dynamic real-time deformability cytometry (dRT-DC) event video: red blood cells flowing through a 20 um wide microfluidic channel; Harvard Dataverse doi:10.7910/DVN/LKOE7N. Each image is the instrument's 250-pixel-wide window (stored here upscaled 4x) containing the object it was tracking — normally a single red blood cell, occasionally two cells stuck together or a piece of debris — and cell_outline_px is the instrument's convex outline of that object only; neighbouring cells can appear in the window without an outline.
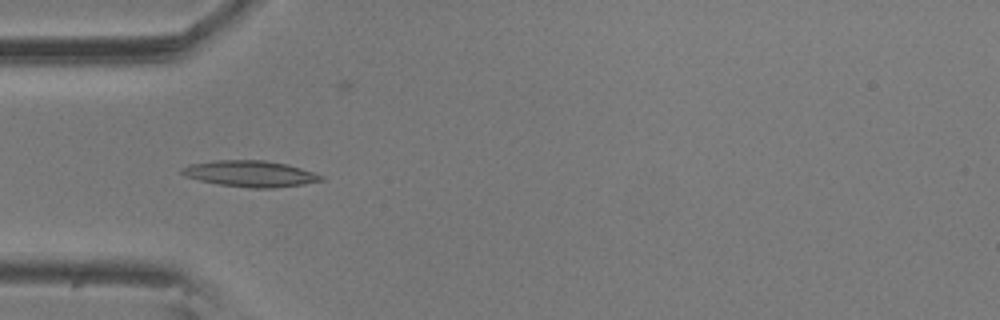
{"species": "common noctule bat (a hibernating species)", "species_latin": "Nyctalus noctula", "temperature_condition": "room temperature", "stored_images_in_passage": 8, "camera_frame_rate_fps": 3000, "um_per_image_px": 0.085, "animal": {"sex": "male", "body_mass_g": 20.5, "forearm_length_mm": 52.5}, "frame": {"image": 1, "passage_image": 2, "time_ms": 0.333, "image_size_px": [1000, 320], "cell_outline_px": [[324, 180], [304, 184], [276, 188], [248, 188], [220, 184], [200, 180], [184, 176], [180, 172], [180, 168], [188, 164], [216, 160], [264, 160], [288, 164], [324, 176]], "centroid_in_image_um": [21.26, 14.76], "position_along_channel_um": 63.7, "area_um2": 21.33}}
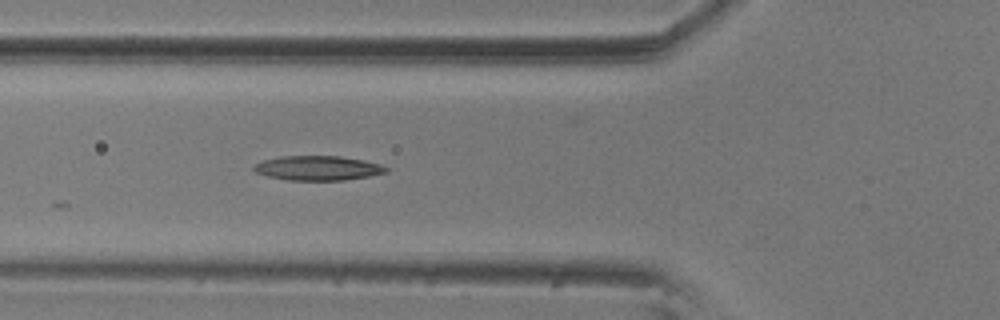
{"frame": {"image": 2, "passage_image": 5, "time_ms": 1.333, "image_size_px": [1000, 320], "cell_outline_px": [[388, 172], [368, 176], [344, 180], [288, 180], [268, 176], [256, 172], [252, 168], [252, 164], [264, 160], [280, 156], [340, 156], [364, 160], [380, 164], [388, 168]], "centroid_in_image_um": [27.0, 14.28], "position_along_channel_um": 98.8, "area_um2": 18.9}}
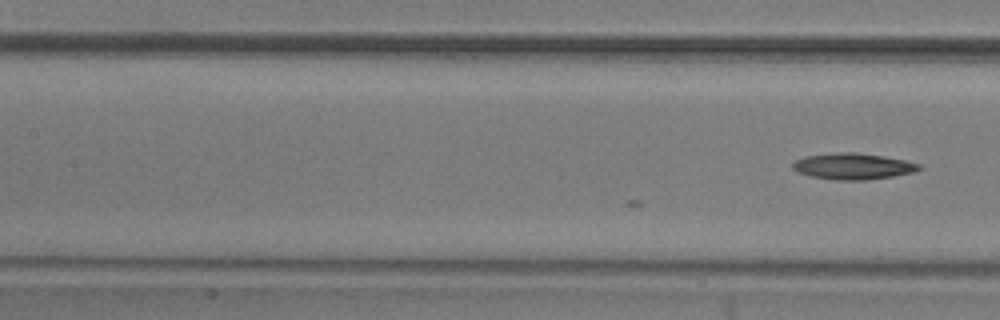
{"frame": {"image": 3, "passage_image": 8, "time_ms": 2.333, "image_size_px": [1000, 320], "cell_outline_px": [[920, 168], [916, 172], [892, 176], [864, 180], [836, 180], [812, 176], [796, 172], [792, 168], [792, 164], [796, 160], [804, 156], [840, 152], [856, 152], [884, 156], [904, 160], [920, 164]], "centroid_in_image_um": [72.49, 14.13], "position_along_channel_um": 134.9, "area_um2": 19.25}}